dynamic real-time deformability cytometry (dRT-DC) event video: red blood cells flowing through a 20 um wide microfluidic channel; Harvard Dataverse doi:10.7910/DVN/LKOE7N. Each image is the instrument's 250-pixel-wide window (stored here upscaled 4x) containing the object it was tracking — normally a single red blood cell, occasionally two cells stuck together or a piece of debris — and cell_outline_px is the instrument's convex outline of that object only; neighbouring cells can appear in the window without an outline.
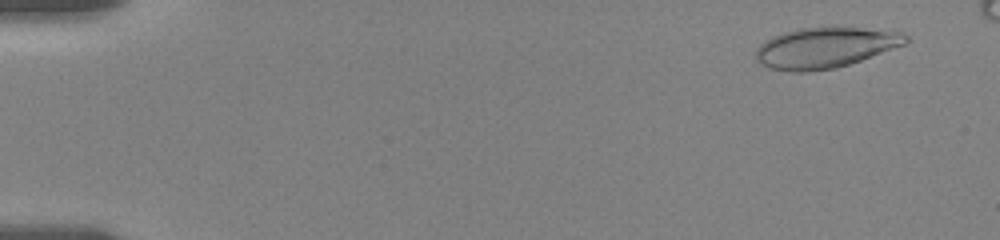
{"species": "human", "species_latin": "Homo sapiens", "temperature_condition": "room temperature", "stored_images_in_passage": 46, "camera_frame_rate_fps": 3000, "um_per_image_px": 0.085, "donor": {"sex": "female"}, "frame": {"image": 1, "passage_image": 5, "time_ms": 1.0, "image_size_px": [1000, 240], "cell_outline_px": [[908, 40], [904, 44], [860, 60], [836, 68], [808, 72], [792, 72], [768, 68], [760, 64], [756, 60], [756, 48], [764, 40], [772, 36], [784, 32], [800, 28], [860, 28], [900, 32], [908, 36]], "centroid_in_image_um": [70.06, 4.07], "position_along_channel_um": 14.9, "area_um2": 35.14}}
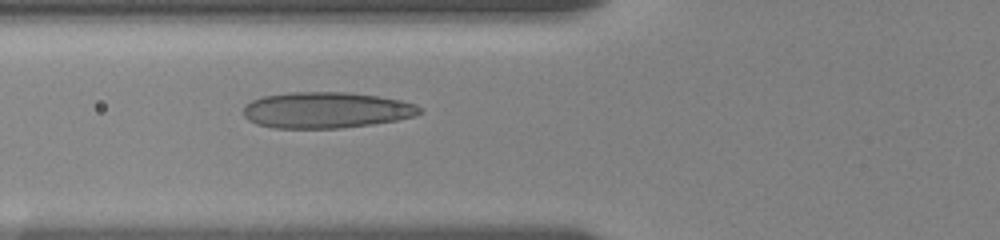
{"frame": {"image": 2, "passage_image": 27, "time_ms": 7.0, "image_size_px": [1000, 240], "cell_outline_px": [[424, 112], [416, 116], [396, 120], [372, 124], [340, 128], [272, 128], [256, 124], [248, 120], [244, 116], [244, 104], [252, 100], [264, 96], [292, 92], [344, 92], [376, 96], [400, 100], [416, 104]], "centroid_in_image_um": [27.72, 9.36], "position_along_channel_um": 98.1, "area_um2": 37.11}}
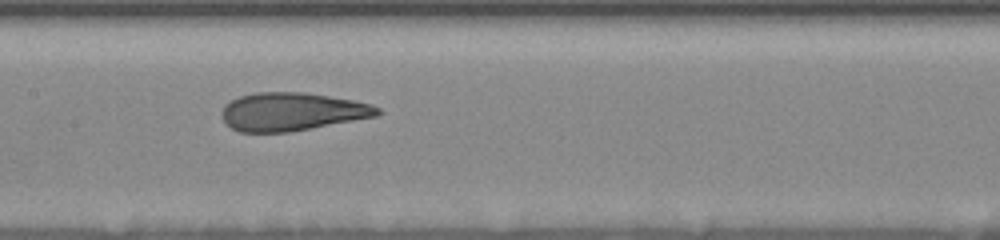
{"frame": {"image": 3, "passage_image": 45, "time_ms": 9.333, "image_size_px": [1000, 240], "cell_outline_px": [[380, 112], [376, 116], [288, 132], [240, 132], [232, 128], [224, 120], [220, 112], [224, 104], [240, 96], [256, 92], [304, 92], [352, 100], [372, 104], [380, 108]], "centroid_in_image_um": [24.78, 9.48], "position_along_channel_um": 182.6, "area_um2": 34.33}}